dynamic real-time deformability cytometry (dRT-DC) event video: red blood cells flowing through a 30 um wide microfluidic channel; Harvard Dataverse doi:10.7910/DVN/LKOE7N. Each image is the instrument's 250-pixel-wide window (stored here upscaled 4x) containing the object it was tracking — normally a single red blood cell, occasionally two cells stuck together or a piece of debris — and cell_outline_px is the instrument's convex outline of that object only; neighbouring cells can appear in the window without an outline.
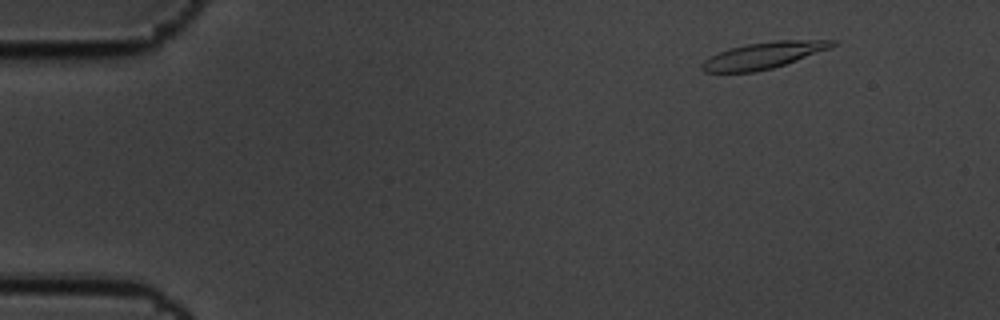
{"species": "common noctule bat (a hibernating species)", "species_latin": "Nyctalus noctula", "temperature_condition": "cold", "stored_images_in_passage": 6, "camera_frame_rate_fps": 3000, "um_per_image_px": 0.085, "animal": {"sex": "male", "body_mass_g": 19.5, "forearm_length_mm": 54.6}, "frame": {"image": 1, "passage_image": 2, "time_ms": 0.333, "image_size_px": [1000, 320], "cell_outline_px": [[840, 44], [832, 48], [772, 68], [756, 72], [704, 72], [700, 68], [700, 64], [704, 60], [720, 52], [732, 48], [748, 44], [776, 40], [840, 40]], "centroid_in_image_um": [64.96, 4.7], "position_along_channel_um": 20.0, "area_um2": 20.06}}
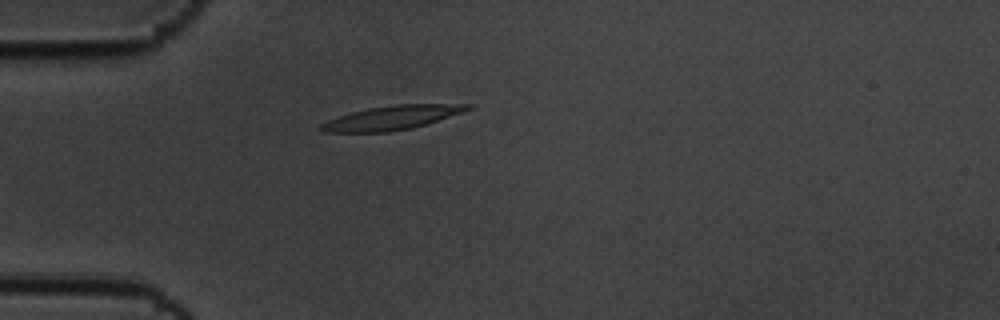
{"frame": {"image": 2, "passage_image": 5, "time_ms": 1.333, "image_size_px": [1000, 320], "cell_outline_px": [[472, 108], [464, 112], [412, 128], [388, 132], [324, 132], [316, 128], [320, 124], [328, 120], [352, 112], [372, 108], [396, 104], [472, 104]], "centroid_in_image_um": [33.31, 10.01], "position_along_channel_um": 51.7, "area_um2": 20.35}}